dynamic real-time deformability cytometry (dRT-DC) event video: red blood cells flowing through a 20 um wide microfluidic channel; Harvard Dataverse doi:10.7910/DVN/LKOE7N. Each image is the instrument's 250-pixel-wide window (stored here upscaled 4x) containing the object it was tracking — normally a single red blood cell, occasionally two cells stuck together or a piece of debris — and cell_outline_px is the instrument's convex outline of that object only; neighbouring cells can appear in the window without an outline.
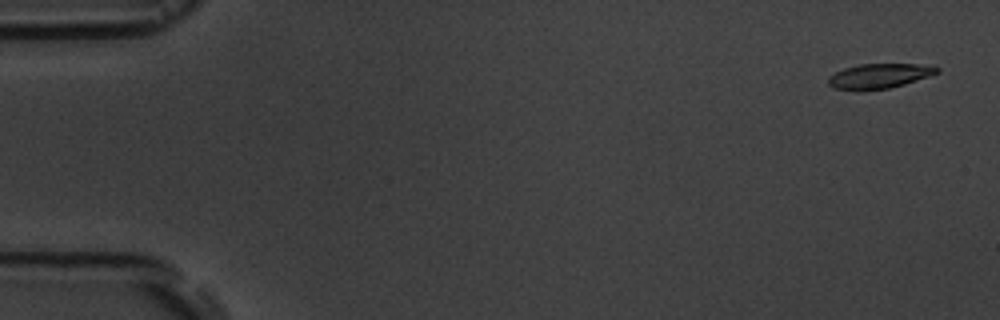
{"species": "common noctule bat (a hibernating species)", "species_latin": "Nyctalus noctula", "temperature_condition": "room temperature", "stored_images_in_passage": 6, "segment_of_instrument_passage": [1, 2], "camera_frame_rate_fps": 3000, "um_per_image_px": 0.085, "animal": {"sex": "male", "body_mass_g": 19.5, "forearm_length_mm": 54.6}, "frame": {"image": 1, "passage_image": 1, "time_ms": 0.0, "image_size_px": [1000, 320], "cell_outline_px": [[940, 72], [904, 84], [888, 88], [832, 88], [828, 84], [828, 76], [844, 68], [860, 64], [916, 64], [940, 68]], "centroid_in_image_um": [74.74, 6.42], "position_along_channel_um": 10.3, "area_um2": 15.03}}
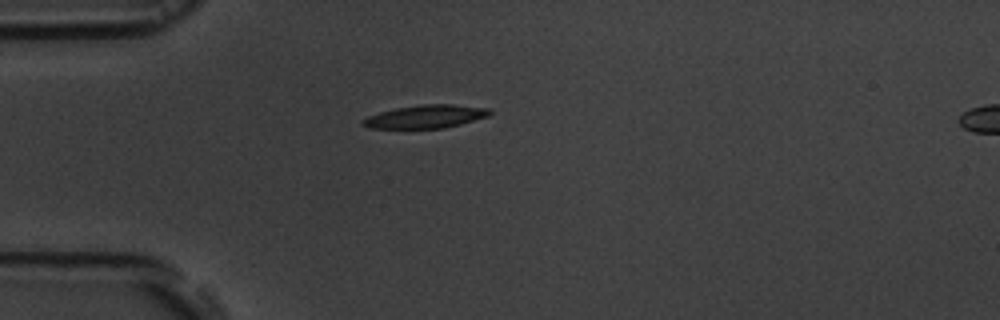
{"frame": {"image": 2, "passage_image": 5, "time_ms": 4.333, "image_size_px": [1000, 320], "cell_outline_px": [[492, 112], [488, 116], [460, 124], [444, 128], [368, 128], [360, 124], [360, 120], [368, 116], [380, 112], [396, 108], [424, 104], [452, 104], [488, 108]], "centroid_in_image_um": [36.15, 9.91], "position_along_channel_um": 48.9, "area_um2": 17.05}}